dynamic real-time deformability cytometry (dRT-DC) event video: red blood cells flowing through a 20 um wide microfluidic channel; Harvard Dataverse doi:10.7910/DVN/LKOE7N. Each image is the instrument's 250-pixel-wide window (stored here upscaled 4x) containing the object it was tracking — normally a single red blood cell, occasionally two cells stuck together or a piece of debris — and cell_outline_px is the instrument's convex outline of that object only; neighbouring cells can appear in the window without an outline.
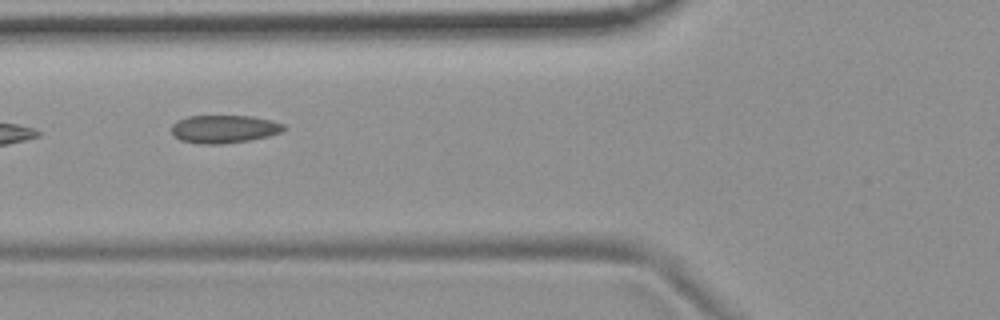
{"species": "common noctule bat (a hibernating species)", "species_latin": "Nyctalus noctula", "temperature_condition": "room temperature", "stored_images_in_passage": 8, "camera_frame_rate_fps": 3000, "um_per_image_px": 0.085, "animal": {"sex": "female", "body_mass_g": 19.9}, "frame": {"image": 1, "passage_image": 4, "time_ms": 4.333, "image_size_px": [1000, 320], "cell_outline_px": [[288, 128], [280, 132], [268, 136], [248, 140], [224, 144], [200, 144], [180, 140], [172, 132], [172, 124], [176, 120], [188, 116], [252, 116], [272, 120], [284, 124]], "centroid_in_image_um": [19.06, 10.96], "position_along_channel_um": 106.7, "area_um2": 18.38}}
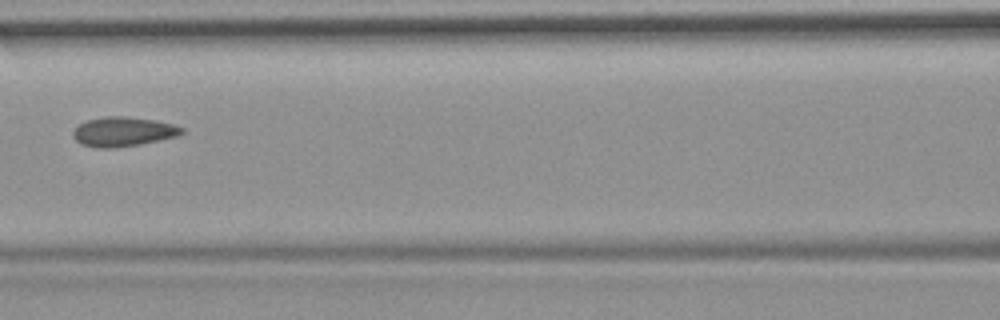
{"frame": {"image": 2, "passage_image": 5, "time_ms": 5.667, "image_size_px": [1000, 320], "cell_outline_px": [[184, 132], [176, 136], [140, 144], [112, 148], [100, 148], [84, 144], [76, 140], [72, 136], [72, 132], [80, 124], [88, 120], [104, 116], [124, 116], [156, 120], [172, 124], [184, 128]], "centroid_in_image_um": [10.47, 11.18], "position_along_channel_um": 156.1, "area_um2": 18.44}}
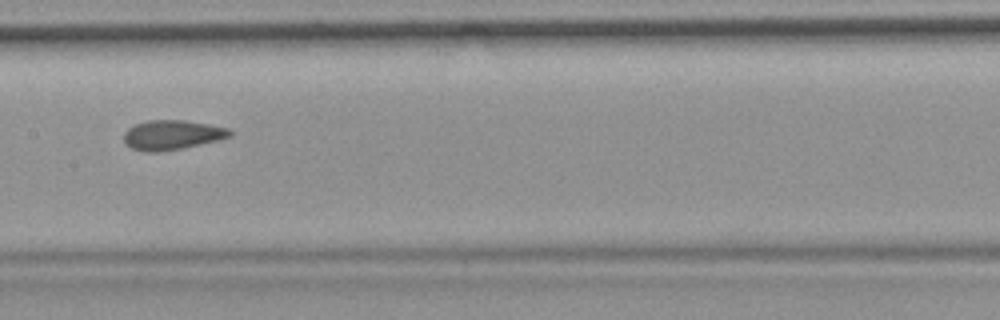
{"frame": {"image": 3, "passage_image": 6, "time_ms": 6.667, "image_size_px": [1000, 320], "cell_outline_px": [[232, 136], [216, 140], [180, 148], [156, 152], [148, 152], [132, 148], [124, 140], [124, 132], [128, 128], [136, 124], [148, 120], [184, 120], [208, 124], [228, 128], [232, 132]], "centroid_in_image_um": [14.61, 11.45], "position_along_channel_um": 192.8, "area_um2": 17.92}}